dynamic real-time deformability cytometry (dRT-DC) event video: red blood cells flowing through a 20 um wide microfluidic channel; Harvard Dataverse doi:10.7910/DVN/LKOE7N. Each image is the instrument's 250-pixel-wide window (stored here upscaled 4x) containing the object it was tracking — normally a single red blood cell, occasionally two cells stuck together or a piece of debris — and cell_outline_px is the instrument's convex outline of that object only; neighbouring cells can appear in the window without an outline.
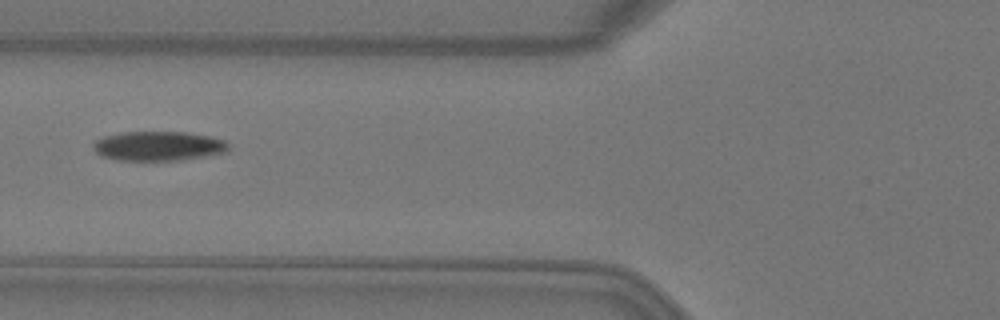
{"species": "Egyptian fruit bat (a non-hibernating species)", "species_latin": "Rousettus aegyptiacus", "temperature_condition": "warm", "stored_images_in_passage": 6, "camera_frame_rate_fps": 3000, "um_per_image_px": 0.085, "animal": {"sex": "female"}, "frame": {"image": 1, "passage_image": 6, "time_ms": 1.667, "image_size_px": [1000, 320], "cell_outline_px": [[228, 148], [224, 152], [204, 156], [180, 160], [116, 160], [100, 156], [92, 148], [92, 144], [96, 140], [104, 136], [120, 132], [188, 132], [208, 136], [224, 140], [228, 144]], "centroid_in_image_um": [13.4, 12.41], "position_along_channel_um": 112.4, "area_um2": 23.18}}